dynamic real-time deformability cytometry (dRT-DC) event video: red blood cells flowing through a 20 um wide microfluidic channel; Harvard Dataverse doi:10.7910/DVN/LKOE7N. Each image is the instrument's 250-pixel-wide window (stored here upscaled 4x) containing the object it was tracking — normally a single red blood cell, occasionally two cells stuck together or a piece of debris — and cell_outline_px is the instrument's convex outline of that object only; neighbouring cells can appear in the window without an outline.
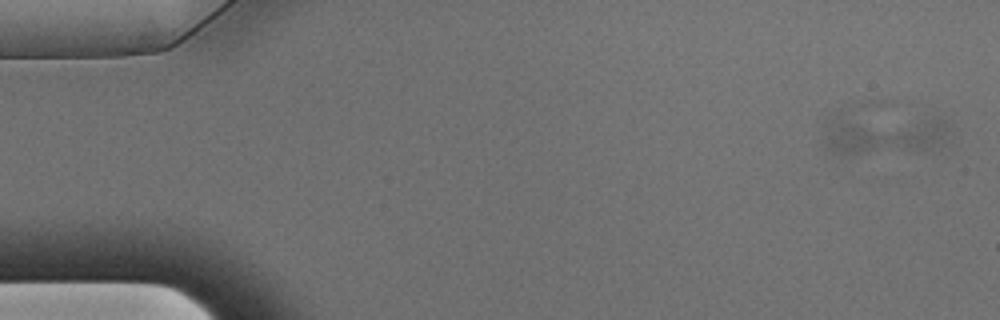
{"species": "Egyptian fruit bat (a non-hibernating species)", "species_latin": "Rousettus aegyptiacus", "temperature_condition": "warm", "stored_images_in_passage": 16, "camera_frame_rate_fps": 3000, "um_per_image_px": 0.085, "animal": {"sex": "male"}, "frame": {"image": 1, "passage_image": 1, "time_ms": 0.0, "image_size_px": [1000, 320], "cell_outline_px": [[948, 132], [944, 144], [940, 152], [836, 152], [824, 148], [824, 116], [840, 108], [844, 108], [940, 116], [948, 124]], "centroid_in_image_um": [75.07, 11.2], "position_along_channel_um": 9.9, "area_um2": 34.8}}
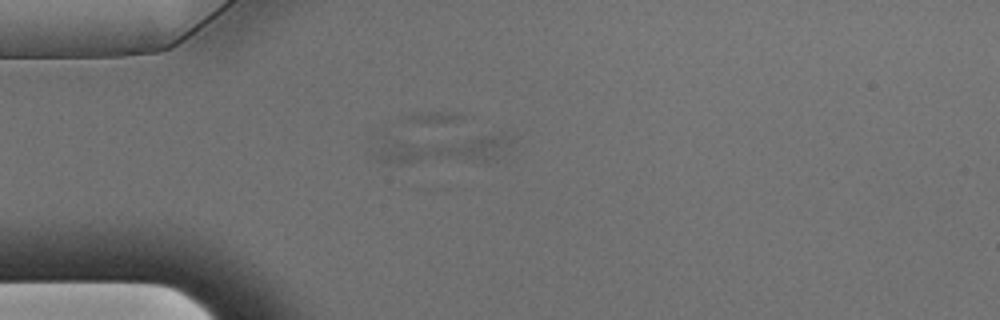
{"frame": {"image": 2, "passage_image": 14, "time_ms": 4.333, "image_size_px": [1000, 320], "cell_outline_px": [[508, 144], [496, 160], [400, 164], [388, 164], [376, 160], [368, 156], [384, 144], [484, 136], [500, 136]], "centroid_in_image_um": [37.54, 12.81], "position_along_channel_um": 47.5, "area_um2": 20.63}}